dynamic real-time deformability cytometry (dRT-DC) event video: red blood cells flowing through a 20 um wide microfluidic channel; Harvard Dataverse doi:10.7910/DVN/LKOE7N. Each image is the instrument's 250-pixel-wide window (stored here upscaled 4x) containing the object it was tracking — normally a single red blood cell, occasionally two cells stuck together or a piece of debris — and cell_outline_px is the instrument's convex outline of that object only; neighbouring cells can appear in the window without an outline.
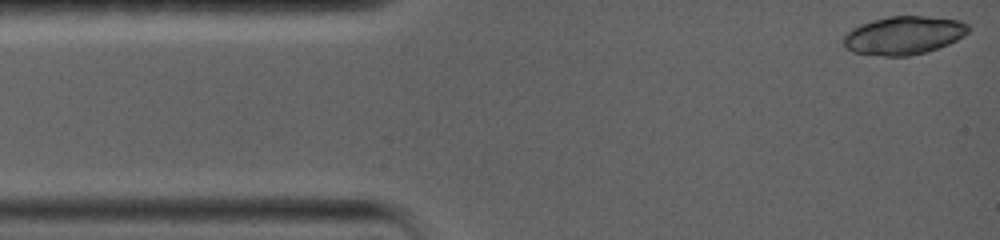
{"species": "common noctule bat (a hibernating species)", "species_latin": "Nyctalus noctula", "temperature_condition": "warm", "stored_images_in_passage": 15, "camera_frame_rate_fps": 5000, "um_per_image_px": 0.085, "animal": {"sex": "female", "body_mass_g": 19.0, "forearm_length_mm": 56.7}, "frame": {"image": 1, "passage_image": 1, "time_ms": 0.0, "image_size_px": [1000, 240], "cell_outline_px": [[972, 28], [964, 36], [948, 44], [924, 52], [908, 56], [884, 56], [852, 52], [844, 44], [844, 36], [852, 28], [860, 24], [872, 20], [888, 16], [924, 16], [960, 20], [968, 24]], "centroid_in_image_um": [76.84, 2.99], "position_along_channel_um": 8.2, "area_um2": 27.8}}